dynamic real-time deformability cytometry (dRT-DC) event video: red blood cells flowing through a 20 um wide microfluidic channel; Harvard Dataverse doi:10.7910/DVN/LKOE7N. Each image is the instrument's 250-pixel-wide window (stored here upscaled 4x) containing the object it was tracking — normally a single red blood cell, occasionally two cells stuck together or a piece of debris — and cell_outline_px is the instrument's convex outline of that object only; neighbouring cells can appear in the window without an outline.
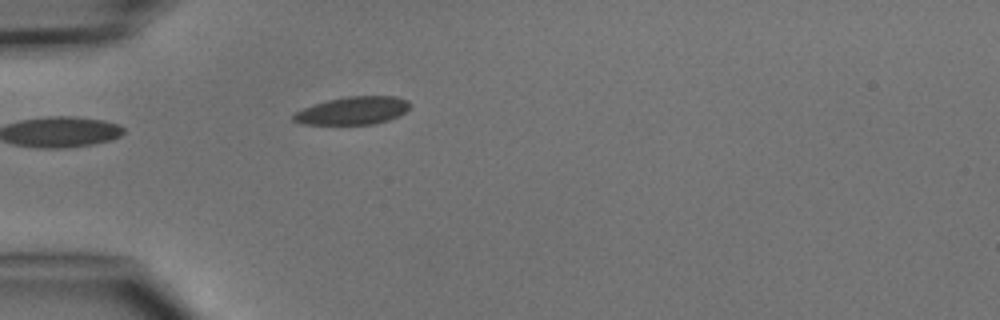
{"species": "common noctule bat (a hibernating species)", "species_latin": "Nyctalus noctula", "temperature_condition": "cold", "stored_images_in_passage": 4, "camera_frame_rate_fps": 3000, "um_per_image_px": 0.085, "animal": {"sex": "male", "body_mass_g": 15.6}, "frame": {"image": 1, "passage_image": 4, "time_ms": 3.667, "image_size_px": [1000, 320], "cell_outline_px": [[412, 104], [404, 112], [388, 120], [372, 124], [304, 124], [292, 120], [292, 116], [296, 112], [304, 108], [328, 100], [348, 96], [396, 96], [408, 100]], "centroid_in_image_um": [30.01, 9.4], "position_along_channel_um": 55.0, "area_um2": 18.67}}